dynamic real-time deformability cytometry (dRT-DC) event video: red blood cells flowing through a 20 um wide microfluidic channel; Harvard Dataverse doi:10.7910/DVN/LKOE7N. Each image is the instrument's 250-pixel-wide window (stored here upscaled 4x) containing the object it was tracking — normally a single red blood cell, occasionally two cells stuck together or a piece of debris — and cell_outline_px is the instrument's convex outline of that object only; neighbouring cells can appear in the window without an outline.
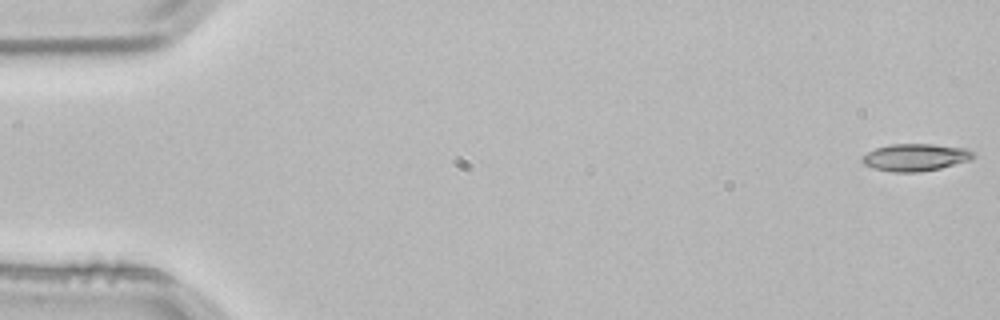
{"species": "common noctule bat (a hibernating species)", "species_latin": "Nyctalus noctula", "temperature_condition": "room temperature", "stored_images_in_passage": 3, "camera_frame_rate_fps": 3000, "um_per_image_px": 0.085, "animal": {"sex": "male", "body_mass_g": 21.5, "forearm_length_mm": 52.0}, "frame": {"image": 1, "passage_image": 1, "time_ms": 0.0, "image_size_px": [1000, 320], "cell_outline_px": [[976, 156], [972, 160], [940, 168], [920, 172], [892, 172], [872, 168], [864, 164], [860, 160], [860, 156], [876, 148], [892, 144], [932, 144], [968, 148], [976, 152]], "centroid_in_image_um": [77.84, 13.37], "position_along_channel_um": 7.2, "area_um2": 17.98}}